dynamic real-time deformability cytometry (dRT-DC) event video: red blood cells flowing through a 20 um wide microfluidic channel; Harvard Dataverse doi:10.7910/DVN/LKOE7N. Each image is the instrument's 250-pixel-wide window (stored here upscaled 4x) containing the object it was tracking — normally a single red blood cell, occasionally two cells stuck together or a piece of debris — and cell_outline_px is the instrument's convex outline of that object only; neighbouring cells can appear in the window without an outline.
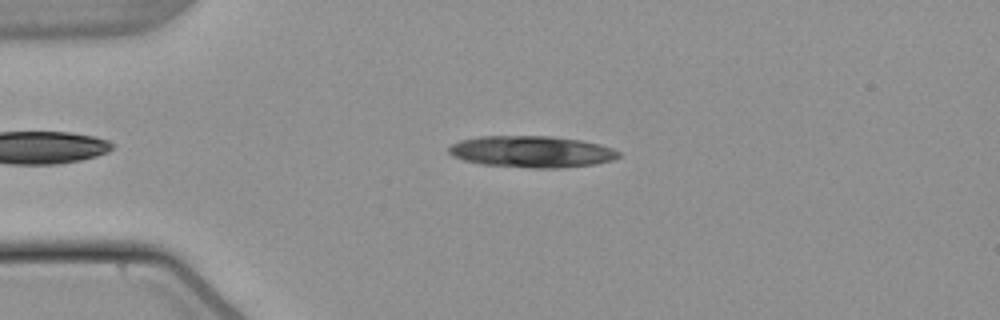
{"species": "common noctule bat (a hibernating species)", "species_latin": "Nyctalus noctula", "temperature_condition": "warm", "stored_images_in_passage": 50, "camera_frame_rate_fps": 3000, "um_per_image_px": 0.085, "animal": {"sex": "male", "body_mass_g": 21.5, "forearm_length_mm": 52.0}, "frame": {"image": 1, "passage_image": 9, "time_ms": 2.667, "image_size_px": [1000, 320], "cell_outline_px": [[620, 156], [612, 160], [592, 164], [556, 168], [532, 168], [480, 164], [464, 160], [452, 156], [448, 152], [448, 148], [452, 144], [460, 140], [480, 136], [552, 136], [580, 140], [600, 144], [612, 148], [620, 152]], "centroid_in_image_um": [45.17, 12.89], "position_along_channel_um": 39.8, "area_um2": 31.21}}
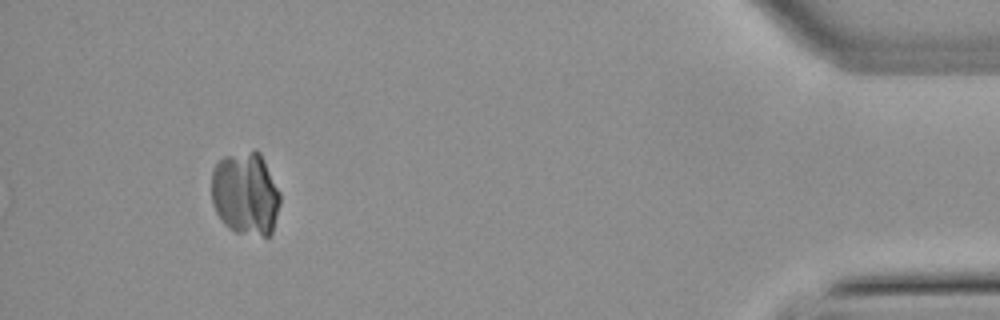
{"frame": {"image": 2, "passage_image": 46, "time_ms": 15.0, "image_size_px": [1000, 320], "cell_outline_px": [[280, 204], [272, 232], [268, 236], [264, 236], [236, 232], [228, 228], [224, 224], [216, 212], [212, 204], [212, 172], [216, 164], [224, 156], [256, 148], [260, 152], [280, 192]], "centroid_in_image_um": [20.87, 16.44], "position_along_channel_um": 414.3, "area_um2": 33.52}}